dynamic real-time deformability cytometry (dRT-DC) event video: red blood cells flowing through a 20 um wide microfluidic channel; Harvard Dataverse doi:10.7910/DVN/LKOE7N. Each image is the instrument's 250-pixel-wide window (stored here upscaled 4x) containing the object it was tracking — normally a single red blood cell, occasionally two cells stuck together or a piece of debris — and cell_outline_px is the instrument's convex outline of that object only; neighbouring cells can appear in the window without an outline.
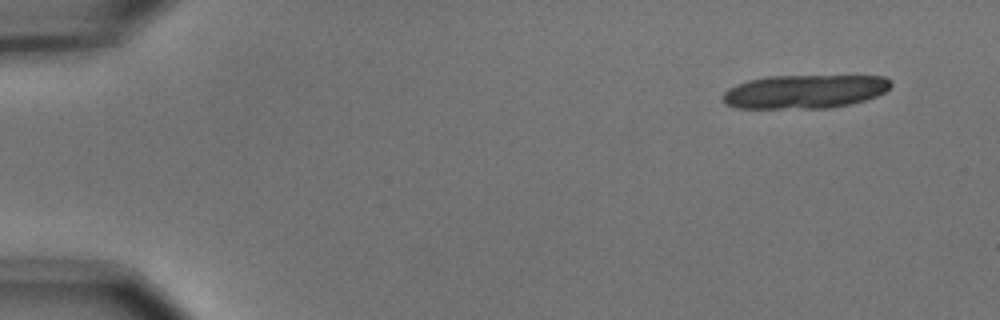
{"species": "common noctule bat (a hibernating species)", "species_latin": "Nyctalus noctula", "temperature_condition": "cold", "stored_images_in_passage": 6, "segment_of_instrument_passage": [1, 2], "camera_frame_rate_fps": 3000, "um_per_image_px": 0.085, "animal": {"sex": "male", "body_mass_g": 15.6}, "frame": {"image": 1, "passage_image": 1, "time_ms": 0.0, "image_size_px": [1000, 320], "cell_outline_px": [[892, 84], [884, 92], [876, 96], [852, 104], [828, 108], [736, 108], [724, 104], [724, 92], [728, 88], [748, 80], [768, 76], [884, 76], [892, 80]], "centroid_in_image_um": [68.4, 7.78], "position_along_channel_um": 16.6, "area_um2": 33.0}}